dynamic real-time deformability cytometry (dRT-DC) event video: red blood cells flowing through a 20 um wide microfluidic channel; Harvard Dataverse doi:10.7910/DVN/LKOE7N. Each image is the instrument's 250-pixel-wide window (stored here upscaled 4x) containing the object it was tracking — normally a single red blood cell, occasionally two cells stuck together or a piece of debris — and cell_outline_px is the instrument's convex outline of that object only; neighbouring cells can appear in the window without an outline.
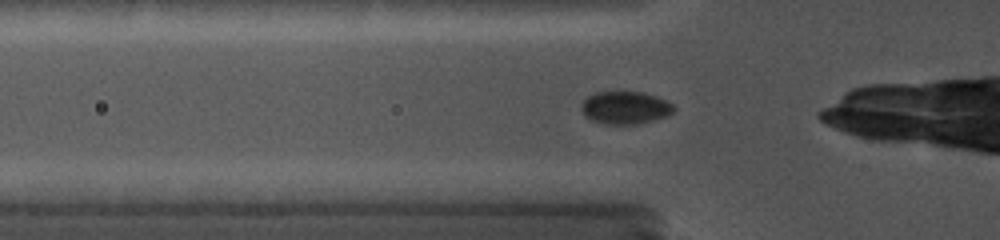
{"species": "common noctule bat (a hibernating species)", "species_latin": "Nyctalus noctula", "temperature_condition": "cold", "stored_images_in_passage": 48, "camera_frame_rate_fps": 5000, "um_per_image_px": 0.085, "animal": {"sex": "female", "body_mass_g": 19.0, "forearm_length_mm": 56.7}, "frame": {"image": 1, "passage_image": 3, "time_ms": 0.6, "image_size_px": [1000, 240], "cell_outline_px": [[676, 108], [672, 112], [664, 116], [652, 120], [636, 124], [604, 124], [588, 120], [584, 116], [580, 108], [580, 104], [588, 96], [596, 92], [644, 92], [656, 96], [672, 104]], "centroid_in_image_um": [53.08, 9.16], "position_along_channel_um": 72.7, "area_um2": 17.63}}
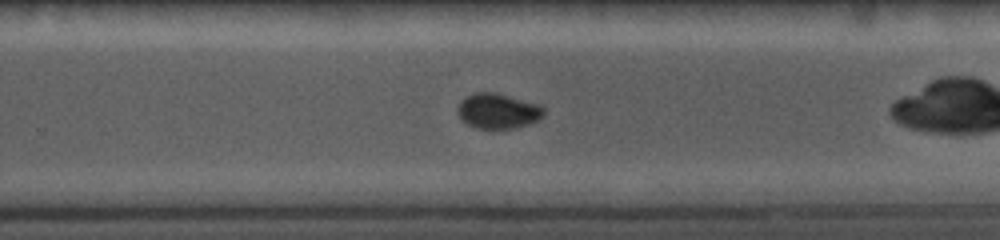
{"frame": {"image": 2, "passage_image": 24, "time_ms": 6.2, "image_size_px": [1000, 240], "cell_outline_px": [[544, 116], [532, 124], [512, 128], [476, 128], [460, 120], [456, 112], [456, 108], [460, 100], [476, 92], [496, 92], [540, 104], [544, 108]], "centroid_in_image_um": [42.32, 9.43], "position_along_channel_um": 287.5, "area_um2": 17.98}}
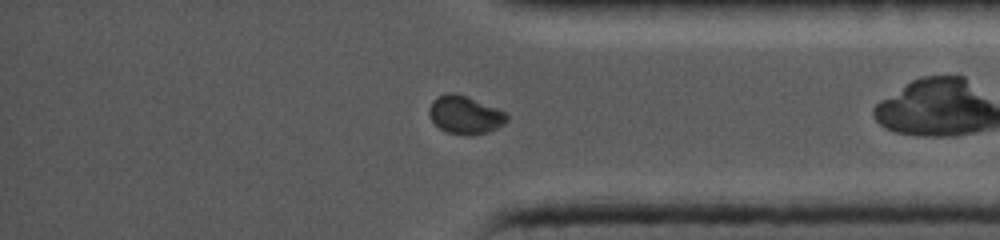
{"frame": {"image": 3, "passage_image": 37, "time_ms": 9.0, "image_size_px": [1000, 240], "cell_outline_px": [[508, 120], [504, 124], [488, 132], [448, 132], [440, 128], [432, 120], [428, 112], [428, 108], [432, 100], [448, 92], [456, 92], [508, 112]], "centroid_in_image_um": [39.54, 9.7], "position_along_channel_um": 395.7, "area_um2": 16.76}}